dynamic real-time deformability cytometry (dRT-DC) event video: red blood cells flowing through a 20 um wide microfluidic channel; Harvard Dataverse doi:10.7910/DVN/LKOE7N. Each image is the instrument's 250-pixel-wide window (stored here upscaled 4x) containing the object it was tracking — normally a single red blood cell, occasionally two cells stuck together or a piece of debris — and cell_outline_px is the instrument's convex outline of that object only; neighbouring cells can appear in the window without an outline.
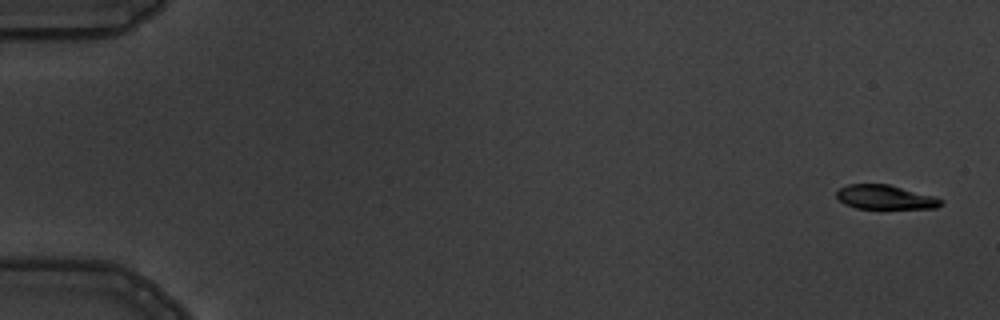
{"species": "common noctule bat (a hibernating species)", "species_latin": "Nyctalus noctula", "temperature_condition": "warm", "stored_images_in_passage": 5, "camera_frame_rate_fps": 3000, "um_per_image_px": 0.085, "animal": {"sex": "male", "body_mass_g": 19.5, "forearm_length_mm": 54.6}, "frame": {"image": 1, "passage_image": 1, "time_ms": 0.0, "image_size_px": [1000, 320], "cell_outline_px": [[944, 204], [936, 208], [856, 208], [844, 204], [836, 196], [836, 192], [840, 188], [848, 184], [888, 184], [936, 196], [944, 200]], "centroid_in_image_um": [75.28, 16.76], "position_along_channel_um": 9.7, "area_um2": 14.8}}
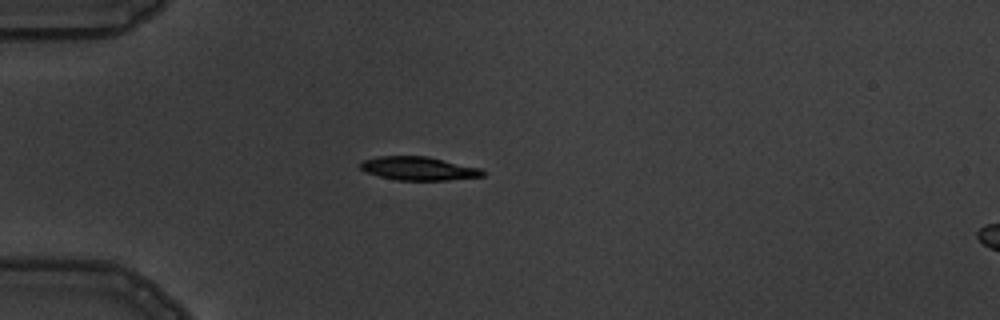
{"frame": {"image": 2, "passage_image": 5, "time_ms": 4.667, "image_size_px": [1000, 320], "cell_outline_px": [[484, 176], [448, 180], [396, 180], [364, 172], [360, 168], [360, 164], [364, 160], [380, 156], [428, 156], [480, 168], [484, 172]], "centroid_in_image_um": [35.57, 14.32], "position_along_channel_um": 49.4, "area_um2": 16.7}}